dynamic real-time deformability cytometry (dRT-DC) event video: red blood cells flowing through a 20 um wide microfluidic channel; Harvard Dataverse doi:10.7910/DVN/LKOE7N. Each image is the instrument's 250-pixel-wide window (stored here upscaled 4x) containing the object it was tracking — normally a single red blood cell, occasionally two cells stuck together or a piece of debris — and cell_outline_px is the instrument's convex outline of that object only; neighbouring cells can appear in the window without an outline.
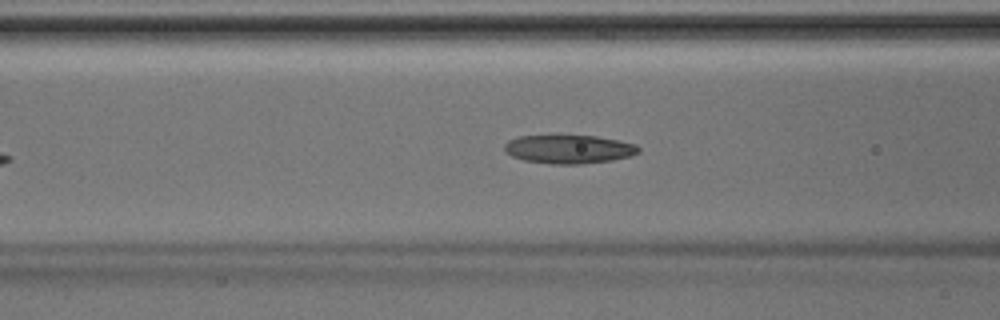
{"species": "Egyptian fruit bat (a non-hibernating species)", "species_latin": "Rousettus aegyptiacus", "temperature_condition": "room temperature", "stored_images_in_passage": 32, "camera_frame_rate_fps": 3000, "um_per_image_px": 0.085, "animal": {"sex": "male"}, "frame": {"image": 1, "passage_image": 8, "time_ms": 2.333, "image_size_px": [1000, 320], "cell_outline_px": [[640, 152], [632, 156], [612, 160], [580, 164], [552, 164], [524, 160], [512, 156], [504, 152], [504, 144], [508, 140], [520, 136], [596, 136], [620, 140], [636, 144], [640, 148]], "centroid_in_image_um": [48.38, 12.68], "position_along_channel_um": 118.2, "area_um2": 22.43}}
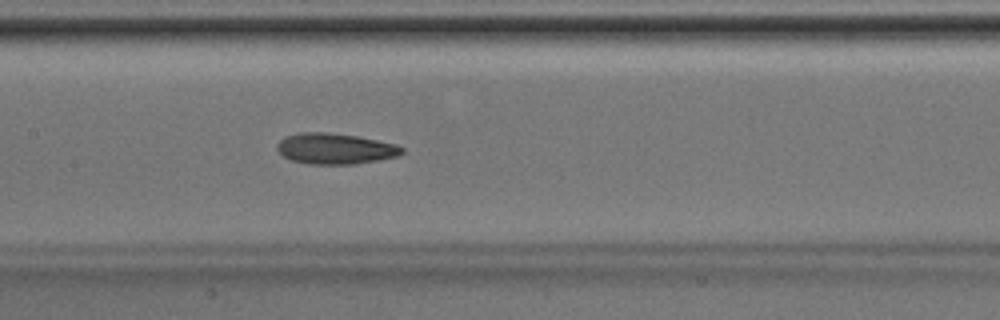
{"frame": {"image": 2, "passage_image": 12, "time_ms": 3.667, "image_size_px": [1000, 320], "cell_outline_px": [[404, 152], [396, 156], [376, 160], [352, 164], [308, 164], [292, 160], [284, 156], [276, 148], [276, 144], [284, 136], [300, 132], [328, 132], [356, 136], [396, 144], [404, 148]], "centroid_in_image_um": [28.45, 12.62], "position_along_channel_um": 178.9, "area_um2": 22.31}}
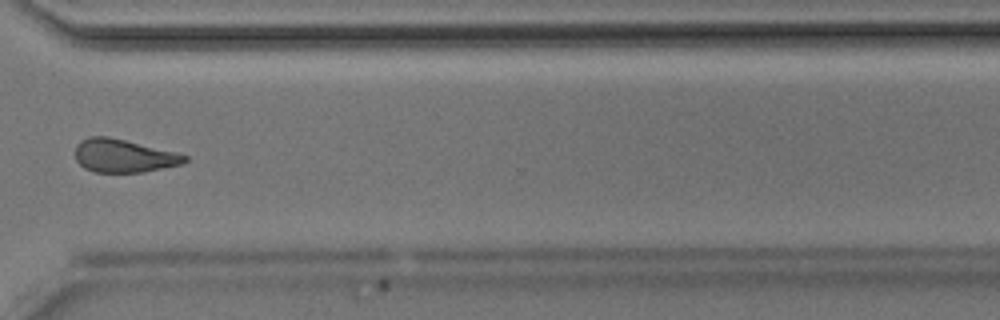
{"frame": {"image": 3, "passage_image": 24, "time_ms": 7.667, "image_size_px": [1000, 320], "cell_outline_px": [[188, 160], [184, 164], [144, 172], [96, 172], [84, 168], [76, 160], [76, 144], [80, 140], [92, 136], [108, 136], [176, 152], [188, 156]], "centroid_in_image_um": [10.53, 13.24], "position_along_channel_um": 360.1, "area_um2": 21.21}}